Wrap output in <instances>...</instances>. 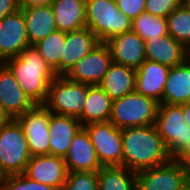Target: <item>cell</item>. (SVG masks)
<instances>
[{"label":"cell","instance_id":"obj_21","mask_svg":"<svg viewBox=\"0 0 190 190\" xmlns=\"http://www.w3.org/2000/svg\"><path fill=\"white\" fill-rule=\"evenodd\" d=\"M190 101V58L171 67L160 103L182 105Z\"/></svg>","mask_w":190,"mask_h":190},{"label":"cell","instance_id":"obj_16","mask_svg":"<svg viewBox=\"0 0 190 190\" xmlns=\"http://www.w3.org/2000/svg\"><path fill=\"white\" fill-rule=\"evenodd\" d=\"M0 104L14 119L35 105L4 63H0Z\"/></svg>","mask_w":190,"mask_h":190},{"label":"cell","instance_id":"obj_23","mask_svg":"<svg viewBox=\"0 0 190 190\" xmlns=\"http://www.w3.org/2000/svg\"><path fill=\"white\" fill-rule=\"evenodd\" d=\"M113 100L99 85H89L87 96L78 118L80 124L109 122Z\"/></svg>","mask_w":190,"mask_h":190},{"label":"cell","instance_id":"obj_15","mask_svg":"<svg viewBox=\"0 0 190 190\" xmlns=\"http://www.w3.org/2000/svg\"><path fill=\"white\" fill-rule=\"evenodd\" d=\"M64 161L68 172H98L102 167L89 135L83 127L72 139Z\"/></svg>","mask_w":190,"mask_h":190},{"label":"cell","instance_id":"obj_9","mask_svg":"<svg viewBox=\"0 0 190 190\" xmlns=\"http://www.w3.org/2000/svg\"><path fill=\"white\" fill-rule=\"evenodd\" d=\"M15 119L26 136L30 156L50 155V111L43 104H35Z\"/></svg>","mask_w":190,"mask_h":190},{"label":"cell","instance_id":"obj_17","mask_svg":"<svg viewBox=\"0 0 190 190\" xmlns=\"http://www.w3.org/2000/svg\"><path fill=\"white\" fill-rule=\"evenodd\" d=\"M169 70L170 67L166 65L146 59L136 69L135 91L160 103Z\"/></svg>","mask_w":190,"mask_h":190},{"label":"cell","instance_id":"obj_10","mask_svg":"<svg viewBox=\"0 0 190 190\" xmlns=\"http://www.w3.org/2000/svg\"><path fill=\"white\" fill-rule=\"evenodd\" d=\"M188 183V170L175 159L136 172V190H180Z\"/></svg>","mask_w":190,"mask_h":190},{"label":"cell","instance_id":"obj_11","mask_svg":"<svg viewBox=\"0 0 190 190\" xmlns=\"http://www.w3.org/2000/svg\"><path fill=\"white\" fill-rule=\"evenodd\" d=\"M112 63L108 45L101 42L77 62L65 77L73 82L98 85Z\"/></svg>","mask_w":190,"mask_h":190},{"label":"cell","instance_id":"obj_32","mask_svg":"<svg viewBox=\"0 0 190 190\" xmlns=\"http://www.w3.org/2000/svg\"><path fill=\"white\" fill-rule=\"evenodd\" d=\"M183 3L184 0H146L145 12L166 18L175 8Z\"/></svg>","mask_w":190,"mask_h":190},{"label":"cell","instance_id":"obj_38","mask_svg":"<svg viewBox=\"0 0 190 190\" xmlns=\"http://www.w3.org/2000/svg\"><path fill=\"white\" fill-rule=\"evenodd\" d=\"M183 115L185 118V123L190 126V101L183 104Z\"/></svg>","mask_w":190,"mask_h":190},{"label":"cell","instance_id":"obj_35","mask_svg":"<svg viewBox=\"0 0 190 190\" xmlns=\"http://www.w3.org/2000/svg\"><path fill=\"white\" fill-rule=\"evenodd\" d=\"M181 163L187 170L190 169V141L173 157Z\"/></svg>","mask_w":190,"mask_h":190},{"label":"cell","instance_id":"obj_34","mask_svg":"<svg viewBox=\"0 0 190 190\" xmlns=\"http://www.w3.org/2000/svg\"><path fill=\"white\" fill-rule=\"evenodd\" d=\"M19 9L18 0H0V20Z\"/></svg>","mask_w":190,"mask_h":190},{"label":"cell","instance_id":"obj_18","mask_svg":"<svg viewBox=\"0 0 190 190\" xmlns=\"http://www.w3.org/2000/svg\"><path fill=\"white\" fill-rule=\"evenodd\" d=\"M99 43H101L100 40L87 27L66 32V40L61 57V76H65L77 62Z\"/></svg>","mask_w":190,"mask_h":190},{"label":"cell","instance_id":"obj_14","mask_svg":"<svg viewBox=\"0 0 190 190\" xmlns=\"http://www.w3.org/2000/svg\"><path fill=\"white\" fill-rule=\"evenodd\" d=\"M105 43L111 51L113 63L138 69L146 60L145 41L133 31L113 36Z\"/></svg>","mask_w":190,"mask_h":190},{"label":"cell","instance_id":"obj_20","mask_svg":"<svg viewBox=\"0 0 190 190\" xmlns=\"http://www.w3.org/2000/svg\"><path fill=\"white\" fill-rule=\"evenodd\" d=\"M83 126L72 116L50 112V155L65 157L72 139Z\"/></svg>","mask_w":190,"mask_h":190},{"label":"cell","instance_id":"obj_22","mask_svg":"<svg viewBox=\"0 0 190 190\" xmlns=\"http://www.w3.org/2000/svg\"><path fill=\"white\" fill-rule=\"evenodd\" d=\"M20 10L25 20L29 45L36 44L57 30L51 5L20 8Z\"/></svg>","mask_w":190,"mask_h":190},{"label":"cell","instance_id":"obj_8","mask_svg":"<svg viewBox=\"0 0 190 190\" xmlns=\"http://www.w3.org/2000/svg\"><path fill=\"white\" fill-rule=\"evenodd\" d=\"M83 128L87 131L102 166H123L121 129L110 121L89 123Z\"/></svg>","mask_w":190,"mask_h":190},{"label":"cell","instance_id":"obj_39","mask_svg":"<svg viewBox=\"0 0 190 190\" xmlns=\"http://www.w3.org/2000/svg\"><path fill=\"white\" fill-rule=\"evenodd\" d=\"M180 190H190V184L187 183L183 188H181Z\"/></svg>","mask_w":190,"mask_h":190},{"label":"cell","instance_id":"obj_7","mask_svg":"<svg viewBox=\"0 0 190 190\" xmlns=\"http://www.w3.org/2000/svg\"><path fill=\"white\" fill-rule=\"evenodd\" d=\"M155 126L172 158L190 141V126L185 123L183 104L159 103Z\"/></svg>","mask_w":190,"mask_h":190},{"label":"cell","instance_id":"obj_3","mask_svg":"<svg viewBox=\"0 0 190 190\" xmlns=\"http://www.w3.org/2000/svg\"><path fill=\"white\" fill-rule=\"evenodd\" d=\"M85 20L100 42L132 31V19L119 11L115 0H85Z\"/></svg>","mask_w":190,"mask_h":190},{"label":"cell","instance_id":"obj_40","mask_svg":"<svg viewBox=\"0 0 190 190\" xmlns=\"http://www.w3.org/2000/svg\"><path fill=\"white\" fill-rule=\"evenodd\" d=\"M3 179H4V176H3V174L0 172V183L3 181Z\"/></svg>","mask_w":190,"mask_h":190},{"label":"cell","instance_id":"obj_33","mask_svg":"<svg viewBox=\"0 0 190 190\" xmlns=\"http://www.w3.org/2000/svg\"><path fill=\"white\" fill-rule=\"evenodd\" d=\"M145 1L146 0H115L119 11L132 20L142 12H145Z\"/></svg>","mask_w":190,"mask_h":190},{"label":"cell","instance_id":"obj_27","mask_svg":"<svg viewBox=\"0 0 190 190\" xmlns=\"http://www.w3.org/2000/svg\"><path fill=\"white\" fill-rule=\"evenodd\" d=\"M65 40L66 32L56 30L34 44L38 53L43 57L56 76H61V57Z\"/></svg>","mask_w":190,"mask_h":190},{"label":"cell","instance_id":"obj_37","mask_svg":"<svg viewBox=\"0 0 190 190\" xmlns=\"http://www.w3.org/2000/svg\"><path fill=\"white\" fill-rule=\"evenodd\" d=\"M13 118L7 113L0 104V129L9 123Z\"/></svg>","mask_w":190,"mask_h":190},{"label":"cell","instance_id":"obj_30","mask_svg":"<svg viewBox=\"0 0 190 190\" xmlns=\"http://www.w3.org/2000/svg\"><path fill=\"white\" fill-rule=\"evenodd\" d=\"M0 190H58L50 185L30 179L24 173L4 176Z\"/></svg>","mask_w":190,"mask_h":190},{"label":"cell","instance_id":"obj_25","mask_svg":"<svg viewBox=\"0 0 190 190\" xmlns=\"http://www.w3.org/2000/svg\"><path fill=\"white\" fill-rule=\"evenodd\" d=\"M51 6L57 30L69 32L86 27L85 0H54Z\"/></svg>","mask_w":190,"mask_h":190},{"label":"cell","instance_id":"obj_24","mask_svg":"<svg viewBox=\"0 0 190 190\" xmlns=\"http://www.w3.org/2000/svg\"><path fill=\"white\" fill-rule=\"evenodd\" d=\"M136 69L112 63L98 84L112 100L135 91Z\"/></svg>","mask_w":190,"mask_h":190},{"label":"cell","instance_id":"obj_29","mask_svg":"<svg viewBox=\"0 0 190 190\" xmlns=\"http://www.w3.org/2000/svg\"><path fill=\"white\" fill-rule=\"evenodd\" d=\"M132 31L138 34L144 41L168 35L167 20L164 17L142 12L132 20Z\"/></svg>","mask_w":190,"mask_h":190},{"label":"cell","instance_id":"obj_26","mask_svg":"<svg viewBox=\"0 0 190 190\" xmlns=\"http://www.w3.org/2000/svg\"><path fill=\"white\" fill-rule=\"evenodd\" d=\"M97 176L98 190H136V173L124 166H102Z\"/></svg>","mask_w":190,"mask_h":190},{"label":"cell","instance_id":"obj_4","mask_svg":"<svg viewBox=\"0 0 190 190\" xmlns=\"http://www.w3.org/2000/svg\"><path fill=\"white\" fill-rule=\"evenodd\" d=\"M159 103L136 91L113 100L109 121L117 128L154 125Z\"/></svg>","mask_w":190,"mask_h":190},{"label":"cell","instance_id":"obj_1","mask_svg":"<svg viewBox=\"0 0 190 190\" xmlns=\"http://www.w3.org/2000/svg\"><path fill=\"white\" fill-rule=\"evenodd\" d=\"M121 136L123 166L135 173L164 164L172 158L155 124L121 129Z\"/></svg>","mask_w":190,"mask_h":190},{"label":"cell","instance_id":"obj_41","mask_svg":"<svg viewBox=\"0 0 190 190\" xmlns=\"http://www.w3.org/2000/svg\"><path fill=\"white\" fill-rule=\"evenodd\" d=\"M188 183L190 184V169L188 170Z\"/></svg>","mask_w":190,"mask_h":190},{"label":"cell","instance_id":"obj_13","mask_svg":"<svg viewBox=\"0 0 190 190\" xmlns=\"http://www.w3.org/2000/svg\"><path fill=\"white\" fill-rule=\"evenodd\" d=\"M67 172L63 157L42 155L30 157L24 174L32 180L61 190L66 181Z\"/></svg>","mask_w":190,"mask_h":190},{"label":"cell","instance_id":"obj_6","mask_svg":"<svg viewBox=\"0 0 190 190\" xmlns=\"http://www.w3.org/2000/svg\"><path fill=\"white\" fill-rule=\"evenodd\" d=\"M88 84L56 76L50 83L46 102L51 113L79 118L87 96Z\"/></svg>","mask_w":190,"mask_h":190},{"label":"cell","instance_id":"obj_42","mask_svg":"<svg viewBox=\"0 0 190 190\" xmlns=\"http://www.w3.org/2000/svg\"><path fill=\"white\" fill-rule=\"evenodd\" d=\"M184 2L190 7V0H184Z\"/></svg>","mask_w":190,"mask_h":190},{"label":"cell","instance_id":"obj_31","mask_svg":"<svg viewBox=\"0 0 190 190\" xmlns=\"http://www.w3.org/2000/svg\"><path fill=\"white\" fill-rule=\"evenodd\" d=\"M61 190H98L97 172H67Z\"/></svg>","mask_w":190,"mask_h":190},{"label":"cell","instance_id":"obj_19","mask_svg":"<svg viewBox=\"0 0 190 190\" xmlns=\"http://www.w3.org/2000/svg\"><path fill=\"white\" fill-rule=\"evenodd\" d=\"M189 57V50L173 37L158 36L145 41V58L168 67L183 63Z\"/></svg>","mask_w":190,"mask_h":190},{"label":"cell","instance_id":"obj_2","mask_svg":"<svg viewBox=\"0 0 190 190\" xmlns=\"http://www.w3.org/2000/svg\"><path fill=\"white\" fill-rule=\"evenodd\" d=\"M14 75L24 93L34 104H44L50 83L56 77L34 45L3 62Z\"/></svg>","mask_w":190,"mask_h":190},{"label":"cell","instance_id":"obj_36","mask_svg":"<svg viewBox=\"0 0 190 190\" xmlns=\"http://www.w3.org/2000/svg\"><path fill=\"white\" fill-rule=\"evenodd\" d=\"M54 0H18L19 8H29L33 6H50Z\"/></svg>","mask_w":190,"mask_h":190},{"label":"cell","instance_id":"obj_12","mask_svg":"<svg viewBox=\"0 0 190 190\" xmlns=\"http://www.w3.org/2000/svg\"><path fill=\"white\" fill-rule=\"evenodd\" d=\"M27 46L25 20L19 9L0 20V63L18 56Z\"/></svg>","mask_w":190,"mask_h":190},{"label":"cell","instance_id":"obj_5","mask_svg":"<svg viewBox=\"0 0 190 190\" xmlns=\"http://www.w3.org/2000/svg\"><path fill=\"white\" fill-rule=\"evenodd\" d=\"M30 157L23 129L13 118L0 129V172L3 176L22 174Z\"/></svg>","mask_w":190,"mask_h":190},{"label":"cell","instance_id":"obj_28","mask_svg":"<svg viewBox=\"0 0 190 190\" xmlns=\"http://www.w3.org/2000/svg\"><path fill=\"white\" fill-rule=\"evenodd\" d=\"M167 32L186 49H190V7L184 2L167 17Z\"/></svg>","mask_w":190,"mask_h":190}]
</instances>
